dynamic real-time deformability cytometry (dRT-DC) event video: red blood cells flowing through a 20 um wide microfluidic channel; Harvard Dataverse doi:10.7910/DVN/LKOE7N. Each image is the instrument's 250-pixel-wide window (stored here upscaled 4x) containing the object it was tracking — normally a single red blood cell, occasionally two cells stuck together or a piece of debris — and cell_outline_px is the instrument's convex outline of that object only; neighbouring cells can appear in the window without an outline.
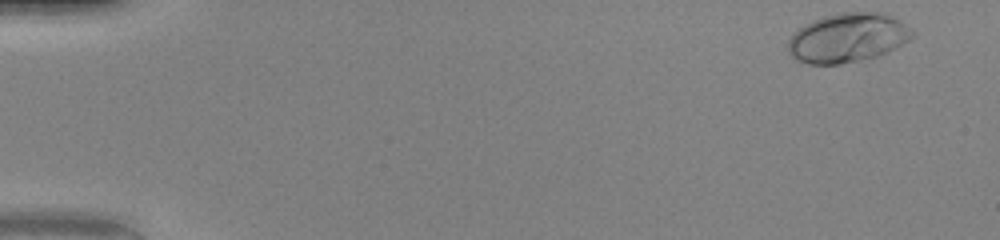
{"species": "human", "species_latin": "Homo sapiens", "temperature_condition": "warm", "stored_images_in_passage": 49, "camera_frame_rate_fps": 3000, "um_per_image_px": 0.085, "donor": {"sex": "female"}, "frame": {"image": 1, "passage_image": 1, "time_ms": 0.0, "image_size_px": [1000, 240], "cell_outline_px": [[916, 36], [896, 48], [876, 56], [860, 60], [840, 64], [808, 64], [796, 60], [788, 52], [788, 40], [800, 28], [812, 20], [824, 16], [840, 12], [888, 12], [912, 28], [916, 32]], "centroid_in_image_um": [72.11, 3.2], "position_along_channel_um": 12.9, "area_um2": 35.95}}
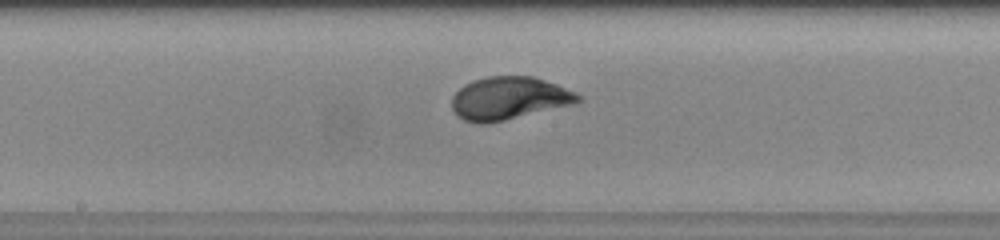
{"frame": {"image": 2, "passage_image": 26, "time_ms": 8.333, "image_size_px": [1000, 240], "cell_outline_px": [[580, 100], [576, 104], [488, 124], [476, 124], [464, 120], [456, 116], [452, 112], [452, 96], [464, 84], [472, 80], [488, 76], [532, 76], [556, 84], [576, 92], [580, 96]], "centroid_in_image_um": [43.23, 8.37], "position_along_channel_um": 205.0, "area_um2": 31.85}}
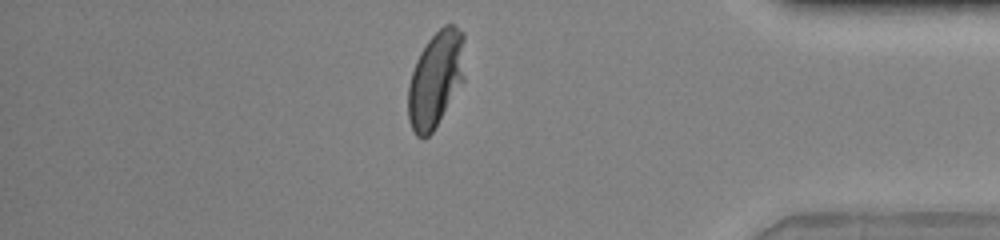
{"frame": {"image": 3, "passage_image": 42, "time_ms": 13.667, "image_size_px": [1000, 240], "cell_outline_px": [[464, 80], [432, 132], [424, 140], [416, 136], [408, 120], [408, 84], [416, 60], [420, 52], [428, 40], [444, 24], [452, 24], [464, 32]], "centroid_in_image_um": [37.03, 6.72], "position_along_channel_um": 398.2, "area_um2": 31.79}, "authors_computed_cell_mechanics": {"area_um2": 31.0964, "velocity_mm_per_s": 4.1104, "shape_relaxation_time_tau1_ms": 2.45, "shape_relaxation_time_tau2_ms": null, "deformation_change_tau1": 0.1864, "deformation_change_tau2": null}}